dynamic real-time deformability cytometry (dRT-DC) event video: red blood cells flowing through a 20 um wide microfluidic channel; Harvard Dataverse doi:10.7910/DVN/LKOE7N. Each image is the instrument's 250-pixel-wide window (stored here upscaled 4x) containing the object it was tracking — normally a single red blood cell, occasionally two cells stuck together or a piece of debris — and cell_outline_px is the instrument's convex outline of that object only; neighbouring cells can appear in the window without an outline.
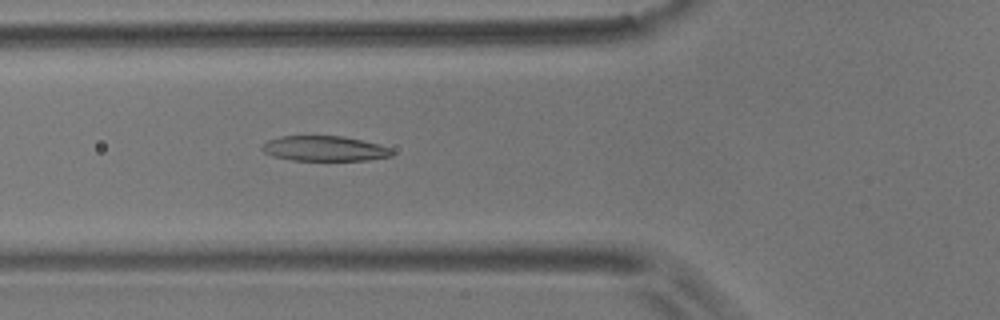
{"species": "common noctule bat (a hibernating species)", "species_latin": "Nyctalus noctula", "temperature_condition": "room temperature", "stored_images_in_passage": 3, "camera_frame_rate_fps": 3000, "um_per_image_px": 0.085, "animal": {"sex": "male", "body_mass_g": 17.9}, "frame": {"image": 1, "passage_image": 3, "time_ms": 2.333, "image_size_px": [1000, 320], "cell_outline_px": [[392, 156], [368, 160], [292, 160], [272, 156], [264, 152], [260, 148], [268, 140], [280, 136], [344, 136], [376, 144], [388, 148], [392, 152]], "centroid_in_image_um": [27.53, 12.63], "position_along_channel_um": 98.3, "area_um2": 18.79}}